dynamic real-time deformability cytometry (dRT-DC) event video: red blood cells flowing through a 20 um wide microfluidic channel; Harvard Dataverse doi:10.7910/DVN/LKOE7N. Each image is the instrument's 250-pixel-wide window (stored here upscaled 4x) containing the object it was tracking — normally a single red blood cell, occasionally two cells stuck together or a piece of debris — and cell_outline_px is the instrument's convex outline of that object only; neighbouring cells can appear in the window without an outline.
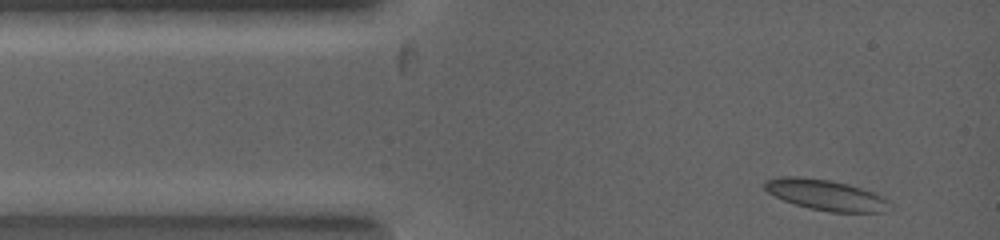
{"species": "common noctule bat (a hibernating species)", "species_latin": "Nyctalus noctula", "temperature_condition": "warm", "stored_images_in_passage": 9, "camera_frame_rate_fps": 5000, "um_per_image_px": 0.085, "animal": {"sex": "female", "body_mass_g": 19.0, "forearm_length_mm": 53.3}, "frame": {"image": 1, "passage_image": 2, "time_ms": 0.2, "image_size_px": [1000, 240], "cell_outline_px": [[892, 208], [880, 212], [828, 212], [808, 208], [784, 200], [768, 192], [764, 188], [764, 180], [780, 176], [796, 176], [832, 180], [848, 184], [872, 192], [888, 200], [892, 204]], "centroid_in_image_um": [70.19, 16.57], "position_along_channel_um": 14.8, "area_um2": 22.37}}
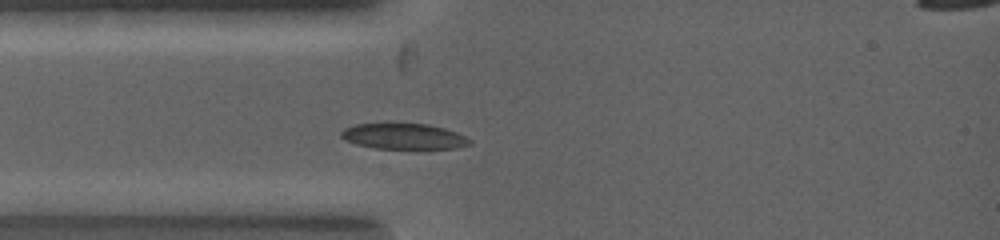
{"frame": {"image": 2, "passage_image": 6, "time_ms": 1.6, "image_size_px": [1000, 240], "cell_outline_px": [[472, 144], [456, 148], [376, 148], [356, 144], [344, 140], [340, 136], [340, 132], [344, 128], [356, 124], [392, 120], [428, 124], [444, 128], [456, 132], [472, 140]], "centroid_in_image_um": [34.26, 11.53], "position_along_channel_um": 50.7, "area_um2": 20.11}}